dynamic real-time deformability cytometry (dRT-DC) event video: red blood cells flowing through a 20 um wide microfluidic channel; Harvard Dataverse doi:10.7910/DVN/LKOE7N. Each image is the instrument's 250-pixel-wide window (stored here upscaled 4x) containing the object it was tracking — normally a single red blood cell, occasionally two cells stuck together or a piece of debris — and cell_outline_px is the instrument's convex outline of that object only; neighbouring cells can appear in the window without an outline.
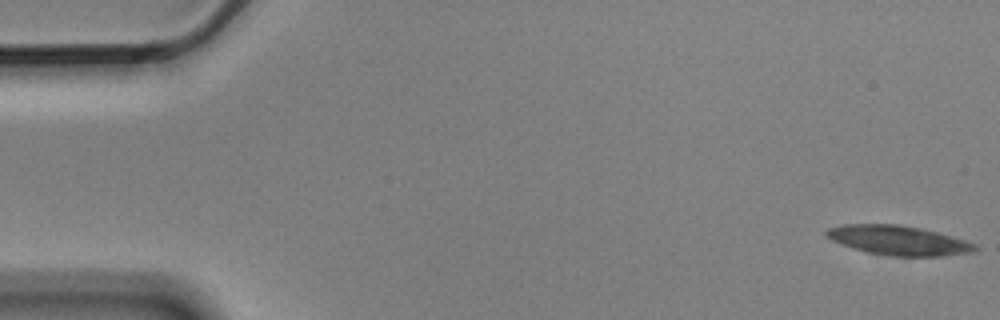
{"species": "Egyptian fruit bat (a non-hibernating species)", "species_latin": "Rousettus aegyptiacus", "temperature_condition": "cold", "stored_images_in_passage": 6, "camera_frame_rate_fps": 3000, "um_per_image_px": 0.085, "animal": {"sex": "male"}, "frame": {"image": 1, "passage_image": 1, "time_ms": 0.0, "image_size_px": [1000, 320], "cell_outline_px": [[980, 248], [976, 252], [944, 256], [892, 256], [868, 252], [852, 248], [840, 244], [824, 236], [824, 232], [828, 228], [844, 224], [900, 224], [920, 228], [936, 232], [964, 240], [976, 244]], "centroid_in_image_um": [76.36, 20.43], "position_along_channel_um": 8.6, "area_um2": 25.66}}
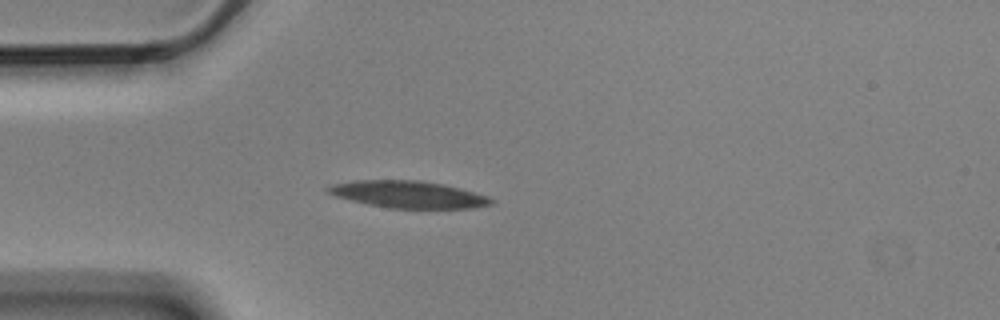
{"frame": {"image": 2, "passage_image": 5, "time_ms": 1.333, "image_size_px": [1000, 320], "cell_outline_px": [[496, 200], [492, 204], [472, 208], [388, 208], [368, 204], [336, 196], [328, 192], [324, 188], [328, 184], [352, 180], [420, 180], [444, 184], [460, 188], [488, 196]], "centroid_in_image_um": [34.69, 16.51], "position_along_channel_um": 50.3, "area_um2": 25.84}}